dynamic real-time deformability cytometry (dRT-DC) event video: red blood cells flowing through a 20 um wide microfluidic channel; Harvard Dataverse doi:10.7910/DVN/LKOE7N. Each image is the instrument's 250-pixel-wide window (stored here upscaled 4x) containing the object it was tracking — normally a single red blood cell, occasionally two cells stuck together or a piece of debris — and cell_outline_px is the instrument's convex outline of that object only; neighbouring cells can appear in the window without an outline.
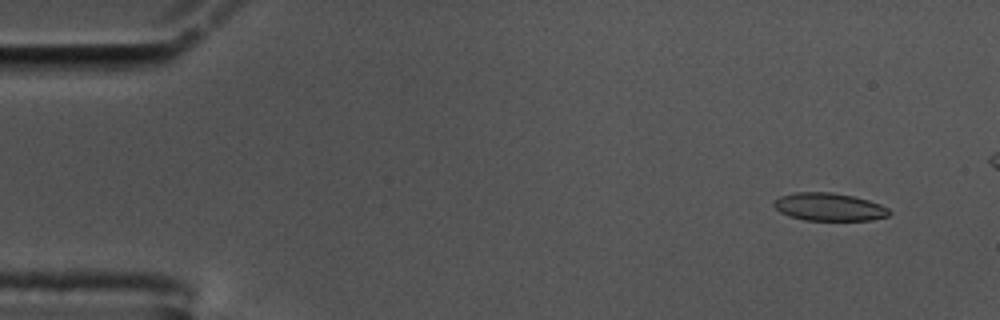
{"species": "common noctule bat (a hibernating species)", "species_latin": "Nyctalus noctula", "temperature_condition": "cold", "stored_images_in_passage": 56, "camera_frame_rate_fps": 3000, "um_per_image_px": 0.085, "animal": {"sex": "male", "body_mass_g": 17.5, "forearm_length_mm": 52.3}, "frame": {"image": 1, "passage_image": 5, "time_ms": 1.333, "image_size_px": [1000, 320], "cell_outline_px": [[892, 212], [888, 216], [872, 220], [804, 220], [788, 216], [780, 212], [772, 204], [772, 200], [780, 196], [796, 192], [832, 192], [852, 196], [868, 200], [880, 204], [888, 208]], "centroid_in_image_um": [70.45, 17.59], "position_along_channel_um": 14.5, "area_um2": 18.84}}
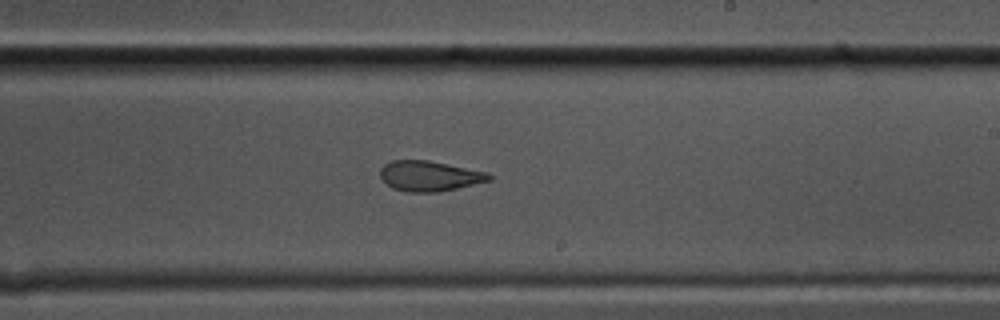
{"frame": {"image": 2, "passage_image": 34, "time_ms": 11.0, "image_size_px": [1000, 320], "cell_outline_px": [[492, 180], [456, 188], [436, 192], [408, 192], [392, 188], [380, 176], [380, 168], [384, 164], [392, 160], [428, 160], [488, 172], [492, 176]], "centroid_in_image_um": [36.5, 14.95], "position_along_channel_um": 252.5, "area_um2": 19.13}}
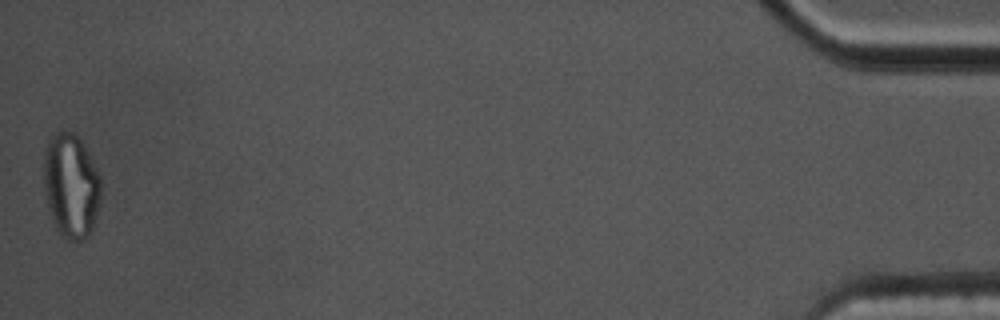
{"frame": {"image": 3, "passage_image": 56, "time_ms": 18.333, "image_size_px": [1000, 320], "cell_outline_px": [[100, 204], [92, 228], [88, 236], [84, 240], [68, 240], [60, 236], [52, 220], [48, 208], [44, 192], [44, 148], [48, 136], [56, 132], [72, 132], [84, 144], [100, 176]], "centroid_in_image_um": [6.02, 15.79], "position_along_channel_um": 429.2, "area_um2": 35.14}, "authors_computed_cell_mechanics": {"area_um2": 19.652, "velocity_mm_per_s": 3.5543, "shape_relaxation_time_tau1_ms": null, "shape_relaxation_time_tau2_ms": 1.9454, "deformation_change_tau1": null, "deformation_change_tau2": 0.0949}}